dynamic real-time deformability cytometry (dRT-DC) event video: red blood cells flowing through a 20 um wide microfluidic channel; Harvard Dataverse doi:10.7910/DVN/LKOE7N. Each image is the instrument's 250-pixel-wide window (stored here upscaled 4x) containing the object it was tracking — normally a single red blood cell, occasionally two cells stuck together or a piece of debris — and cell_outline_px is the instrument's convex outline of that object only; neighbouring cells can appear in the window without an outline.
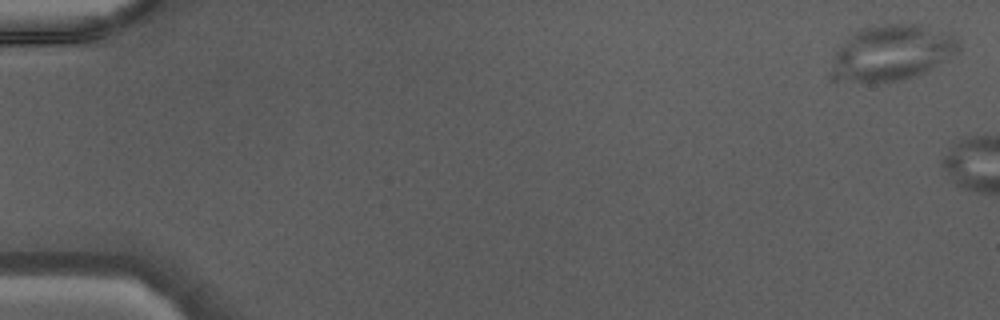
{"species": "Egyptian fruit bat (a non-hibernating species)", "species_latin": "Rousettus aegyptiacus", "temperature_condition": "warm", "stored_images_in_passage": 19, "camera_frame_rate_fps": 3000, "um_per_image_px": 0.085, "animal": {"sex": "male"}, "frame": {"image": 1, "passage_image": 1, "time_ms": 0.0, "image_size_px": [1000, 320], "cell_outline_px": [[960, 52], [924, 72], [912, 76], [896, 80], [852, 80], [844, 72], [836, 60], [836, 52], [860, 28], [884, 24], [916, 24], [952, 36], [956, 40], [960, 48]], "centroid_in_image_um": [76.02, 4.4], "position_along_channel_um": 9.0, "area_um2": 38.03}}